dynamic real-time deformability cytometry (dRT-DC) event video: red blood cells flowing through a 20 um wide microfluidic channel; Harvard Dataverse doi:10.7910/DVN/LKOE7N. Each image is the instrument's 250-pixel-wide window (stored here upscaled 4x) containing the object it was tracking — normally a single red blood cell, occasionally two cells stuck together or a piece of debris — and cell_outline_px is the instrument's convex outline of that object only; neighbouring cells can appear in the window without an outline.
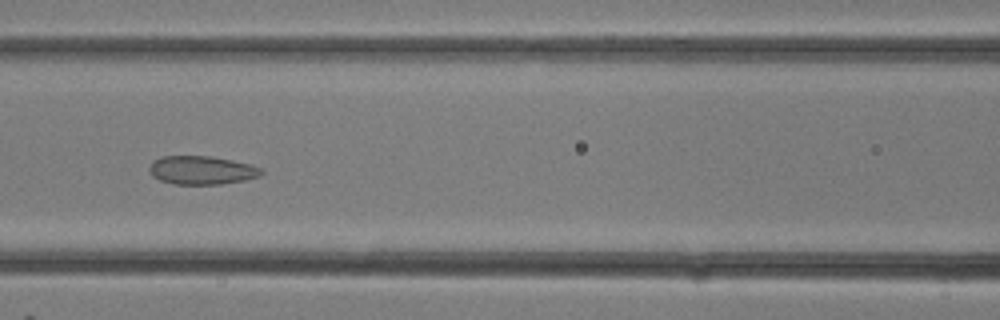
{"species": "common noctule bat (a hibernating species)", "species_latin": "Nyctalus noctula", "temperature_condition": "room temperature", "stored_images_in_passage": 21, "camera_frame_rate_fps": 3000, "um_per_image_px": 0.085, "animal": {"sex": "female"}, "frame": {"image": 1, "passage_image": 14, "time_ms": 4.333, "image_size_px": [1000, 320], "cell_outline_px": [[264, 172], [260, 176], [244, 180], [220, 184], [172, 184], [160, 180], [152, 176], [148, 168], [152, 160], [160, 156], [212, 156], [252, 164], [260, 168]], "centroid_in_image_um": [17.12, 14.46], "position_along_channel_um": 149.5, "area_um2": 18.79}}
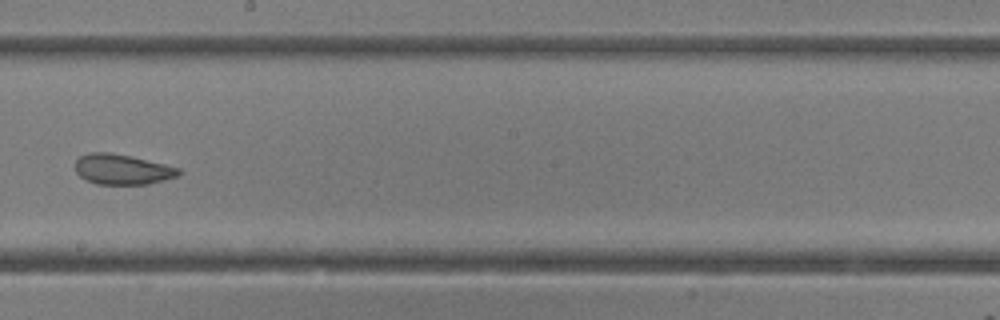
{"frame": {"image": 2, "passage_image": 18, "time_ms": 5.667, "image_size_px": [1000, 320], "cell_outline_px": [[180, 176], [148, 184], [96, 184], [80, 176], [76, 172], [76, 160], [80, 156], [88, 152], [112, 152], [132, 156], [180, 168]], "centroid_in_image_um": [10.4, 14.38], "position_along_channel_um": 237.8, "area_um2": 18.32}}
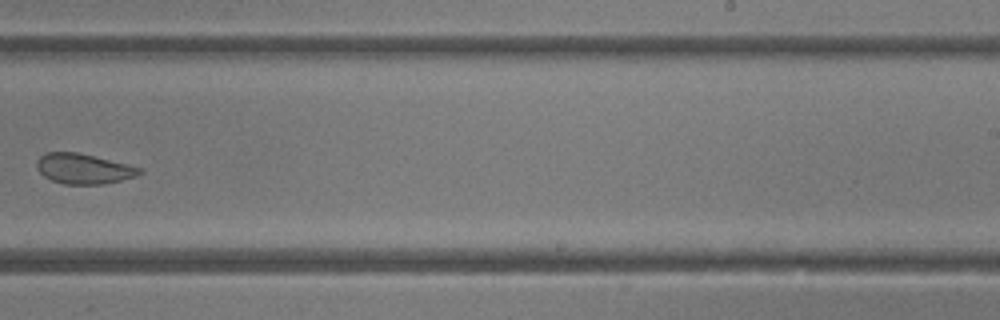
{"frame": {"image": 3, "passage_image": 20, "time_ms": 6.333, "image_size_px": [1000, 320], "cell_outline_px": [[144, 172], [136, 176], [104, 184], [64, 184], [52, 180], [44, 176], [36, 168], [36, 160], [44, 152], [76, 152], [128, 164], [144, 168]], "centroid_in_image_um": [7.11, 14.34], "position_along_channel_um": 281.9, "area_um2": 18.15}}